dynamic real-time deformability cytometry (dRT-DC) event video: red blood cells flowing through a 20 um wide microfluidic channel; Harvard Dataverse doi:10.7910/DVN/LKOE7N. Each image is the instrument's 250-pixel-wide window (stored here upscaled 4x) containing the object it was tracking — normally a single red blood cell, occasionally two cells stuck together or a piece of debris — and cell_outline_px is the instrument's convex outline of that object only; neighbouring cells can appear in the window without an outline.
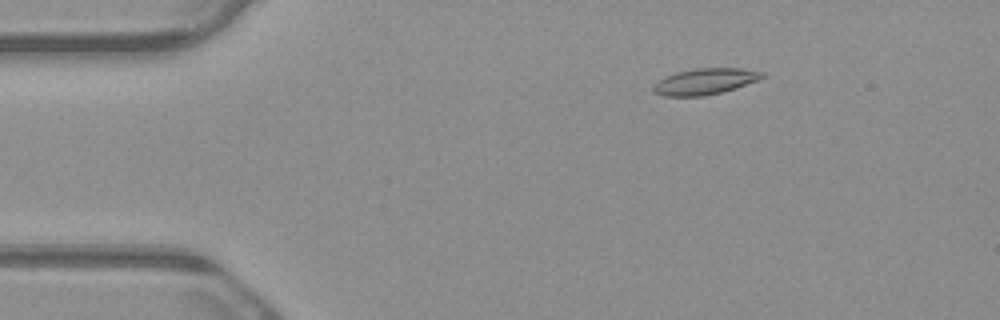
{"species": "common noctule bat (a hibernating species)", "species_latin": "Nyctalus noctula", "temperature_condition": "warm", "stored_images_in_passage": 30, "camera_frame_rate_fps": 3000, "um_per_image_px": 0.085, "animal": {"sex": "male", "body_mass_g": 23.1, "forearm_length_mm": 52.7}, "frame": {"image": 1, "passage_image": 9, "time_ms": 2.667, "image_size_px": [1000, 320], "cell_outline_px": [[764, 76], [756, 80], [736, 88], [704, 96], [664, 96], [656, 92], [652, 88], [660, 80], [676, 72], [696, 68], [740, 68], [764, 72]], "centroid_in_image_um": [59.94, 6.92], "position_along_channel_um": 25.1, "area_um2": 16.18}}
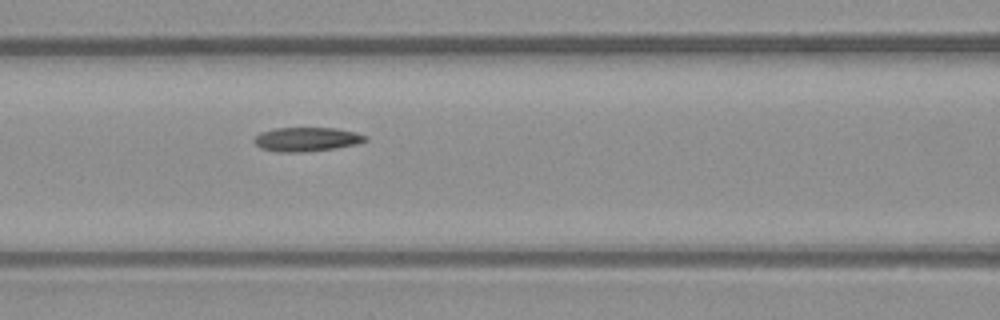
{"frame": {"image": 2, "passage_image": 23, "time_ms": 7.333, "image_size_px": [1000, 320], "cell_outline_px": [[368, 140], [356, 144], [332, 148], [304, 152], [280, 152], [260, 148], [252, 140], [260, 132], [272, 128], [336, 128], [356, 132], [368, 136]], "centroid_in_image_um": [26.05, 11.83], "position_along_channel_um": 140.5, "area_um2": 15.61}}
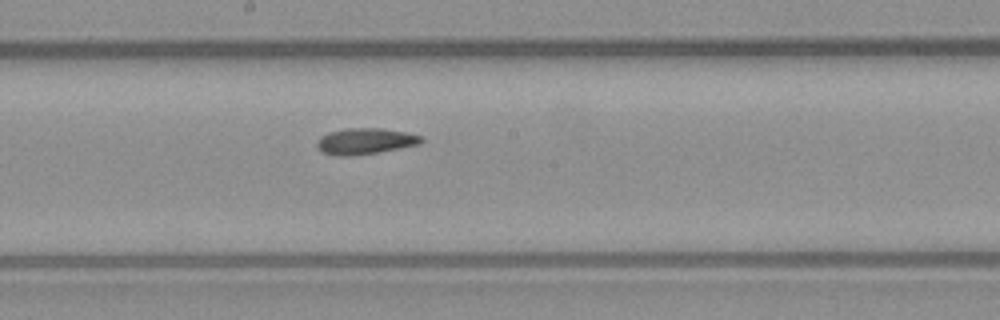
{"frame": {"image": 3, "passage_image": 29, "time_ms": 9.333, "image_size_px": [1000, 320], "cell_outline_px": [[424, 140], [420, 144], [400, 148], [352, 156], [336, 156], [324, 152], [316, 144], [316, 140], [320, 136], [328, 132], [344, 128], [380, 128], [408, 132], [420, 136]], "centroid_in_image_um": [31.03, 11.99], "position_along_channel_um": 217.2, "area_um2": 15.9}}